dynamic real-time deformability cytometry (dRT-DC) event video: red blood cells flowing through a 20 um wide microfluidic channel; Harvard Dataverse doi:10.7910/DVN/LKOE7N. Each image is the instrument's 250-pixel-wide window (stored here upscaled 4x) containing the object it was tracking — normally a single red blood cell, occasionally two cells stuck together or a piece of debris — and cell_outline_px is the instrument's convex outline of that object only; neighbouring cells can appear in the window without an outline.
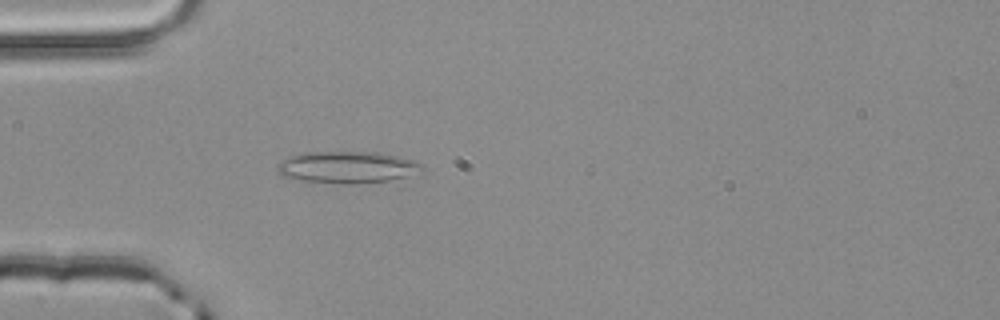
{"species": "common noctule bat (a hibernating species)", "species_latin": "Nyctalus noctula", "temperature_condition": "room temperature", "stored_images_in_passage": 4, "camera_frame_rate_fps": 3000, "um_per_image_px": 0.085, "animal": {"sex": "male", "body_mass_g": 20.4}, "frame": {"image": 1, "passage_image": 4, "time_ms": 1.0, "image_size_px": [1000, 320], "cell_outline_px": [[420, 168], [404, 176], [388, 180], [356, 184], [340, 184], [304, 180], [284, 176], [276, 168], [276, 164], [280, 160], [304, 152], [380, 152], [400, 156], [416, 160], [420, 164]], "centroid_in_image_um": [29.45, 14.2], "position_along_channel_um": 55.5, "area_um2": 26.41}}